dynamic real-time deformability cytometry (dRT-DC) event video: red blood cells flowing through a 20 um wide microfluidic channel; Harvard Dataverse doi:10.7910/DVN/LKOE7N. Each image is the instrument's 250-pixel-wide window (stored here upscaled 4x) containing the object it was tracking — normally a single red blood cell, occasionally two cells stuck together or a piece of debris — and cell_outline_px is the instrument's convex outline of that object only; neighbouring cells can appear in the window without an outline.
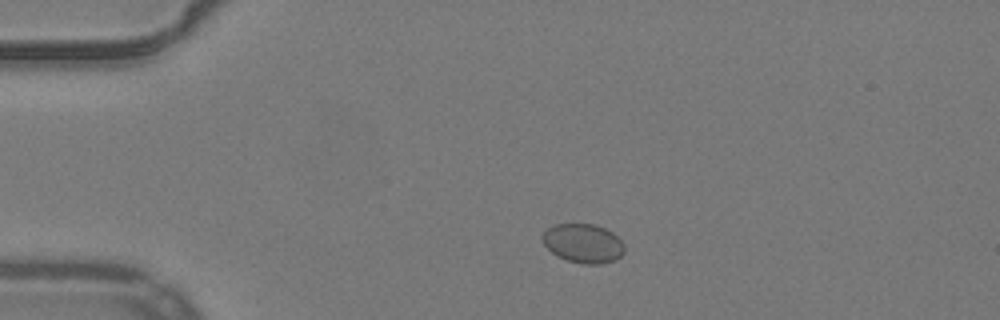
{"species": "common noctule bat (a hibernating species)", "species_latin": "Nyctalus noctula", "temperature_condition": "warm", "stored_images_in_passage": 32, "camera_frame_rate_fps": 3000, "um_per_image_px": 0.085, "animal": {"sex": "male", "body_mass_g": 19.2, "forearm_length_mm": 51.8}, "frame": {"image": 1, "passage_image": 1, "time_ms": 0.0, "image_size_px": [1000, 320], "cell_outline_px": [[624, 252], [616, 260], [600, 264], [584, 264], [568, 260], [556, 256], [544, 244], [540, 236], [548, 228], [556, 224], [592, 224], [604, 228], [612, 232], [624, 244]], "centroid_in_image_um": [49.56, 20.69], "position_along_channel_um": 35.4, "area_um2": 18.61}}
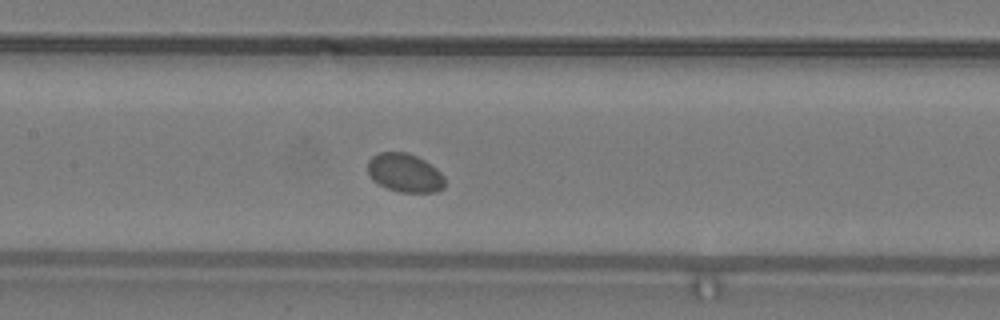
{"frame": {"image": 2, "passage_image": 15, "time_ms": 4.667, "image_size_px": [1000, 320], "cell_outline_px": [[444, 188], [436, 192], [400, 192], [388, 188], [372, 180], [368, 172], [368, 160], [372, 156], [380, 152], [408, 152], [424, 160], [436, 168], [444, 176]], "centroid_in_image_um": [34.41, 14.69], "position_along_channel_um": 173.0, "area_um2": 17.34}}
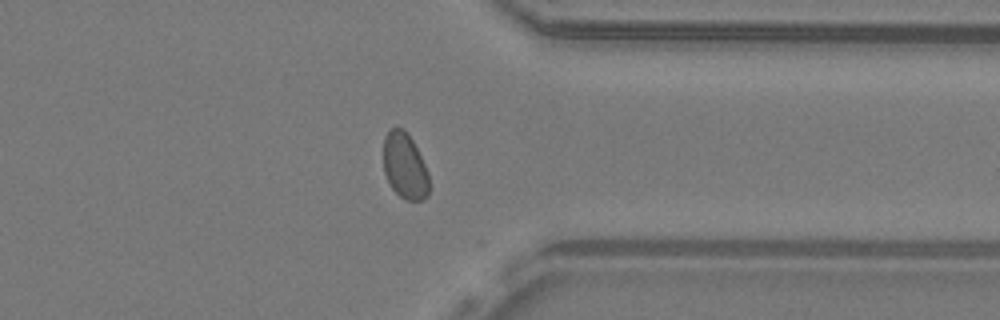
{"frame": {"image": 3, "passage_image": 31, "time_ms": 10.0, "image_size_px": [1000, 320], "cell_outline_px": [[428, 196], [424, 200], [404, 200], [392, 188], [384, 172], [384, 136], [392, 128], [404, 128], [408, 132], [428, 172]], "centroid_in_image_um": [34.41, 14.11], "position_along_channel_um": 377.0, "area_um2": 17.4}}